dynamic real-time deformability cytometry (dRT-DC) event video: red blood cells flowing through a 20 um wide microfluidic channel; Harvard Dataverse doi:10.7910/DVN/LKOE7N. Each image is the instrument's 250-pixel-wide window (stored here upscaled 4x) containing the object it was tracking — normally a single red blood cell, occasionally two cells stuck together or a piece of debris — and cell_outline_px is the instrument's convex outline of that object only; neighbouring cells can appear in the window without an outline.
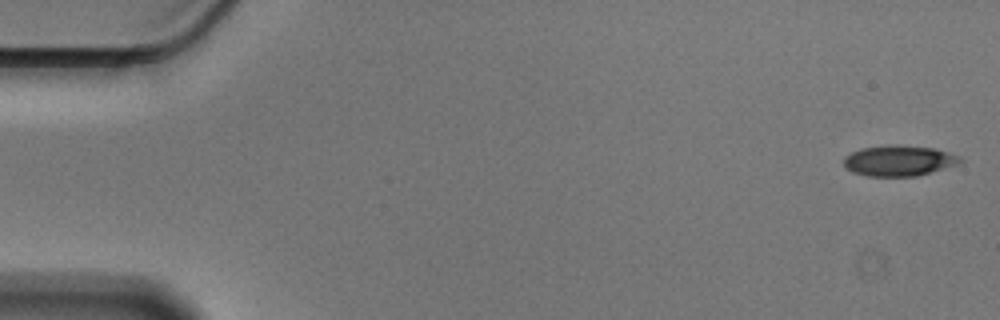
{"species": "Egyptian fruit bat (a non-hibernating species)", "species_latin": "Rousettus aegyptiacus", "temperature_condition": "cold", "stored_images_in_passage": 56, "camera_frame_rate_fps": 3000, "um_per_image_px": 0.085, "animal": {"sex": "male"}, "frame": {"image": 1, "passage_image": 1, "time_ms": 0.0, "image_size_px": [1000, 320], "cell_outline_px": [[964, 160], [960, 164], [916, 176], [868, 176], [852, 172], [844, 168], [844, 156], [860, 148], [896, 144], [936, 148], [960, 156]], "centroid_in_image_um": [76.42, 13.65], "position_along_channel_um": 8.6, "area_um2": 21.04}}
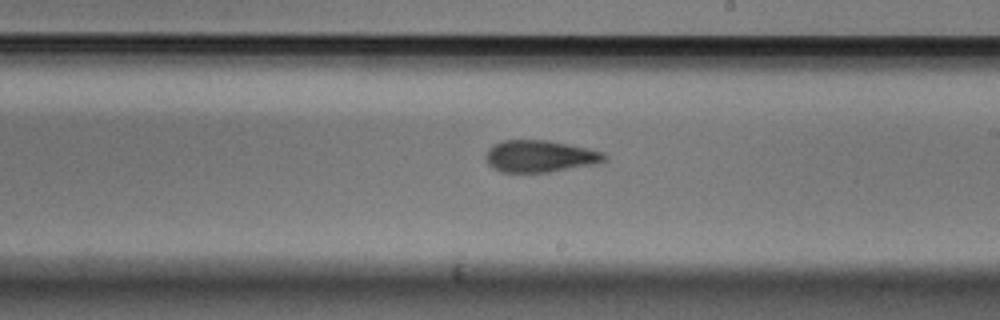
{"frame": {"image": 2, "passage_image": 32, "time_ms": 10.333, "image_size_px": [1000, 320], "cell_outline_px": [[608, 160], [596, 164], [548, 172], [500, 172], [492, 168], [484, 160], [484, 156], [488, 148], [492, 144], [504, 140], [548, 140], [568, 144], [604, 152], [608, 156]], "centroid_in_image_um": [45.87, 13.28], "position_along_channel_um": 243.1, "area_um2": 22.37}}
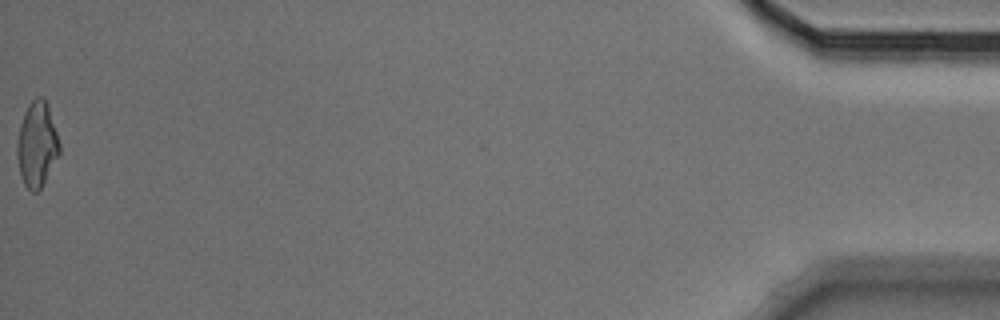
{"frame": {"image": 3, "passage_image": 56, "time_ms": 18.333, "image_size_px": [1000, 320], "cell_outline_px": [[60, 152], [40, 188], [36, 192], [32, 192], [24, 184], [20, 172], [16, 152], [16, 144], [20, 124], [24, 112], [28, 104], [36, 96], [44, 96], [48, 104], [60, 144]], "centroid_in_image_um": [3.13, 12.22], "position_along_channel_um": 432.1, "area_um2": 20.92}, "authors_computed_cell_mechanics": {"area_um2": 21.7328, "velocity_mm_per_s": 3.5702, "shape_relaxation_time_tau1_ms": 4.0353, "shape_relaxation_time_tau2_ms": 2.6545, "deformation_change_tau1": 0.1697, "deformation_change_tau2": 0.1167}}